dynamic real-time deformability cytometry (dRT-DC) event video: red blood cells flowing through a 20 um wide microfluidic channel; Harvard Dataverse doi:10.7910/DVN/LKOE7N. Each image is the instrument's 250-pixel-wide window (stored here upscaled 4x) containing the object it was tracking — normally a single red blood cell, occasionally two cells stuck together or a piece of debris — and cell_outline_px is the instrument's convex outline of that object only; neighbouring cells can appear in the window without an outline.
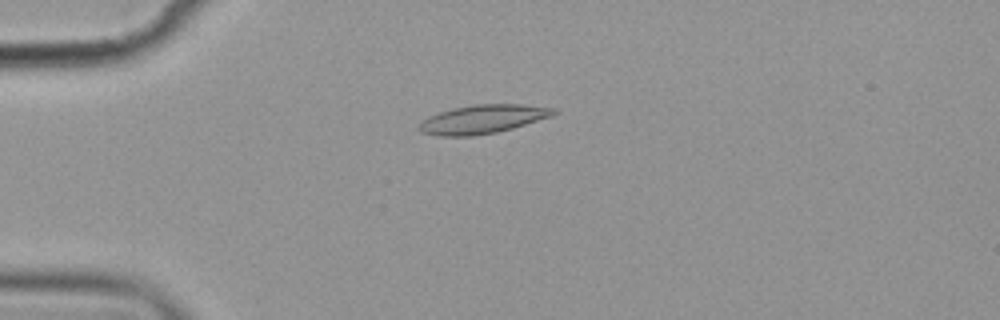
{"species": "common noctule bat (a hibernating species)", "species_latin": "Nyctalus noctula", "temperature_condition": "cold", "stored_images_in_passage": 6, "camera_frame_rate_fps": 3000, "um_per_image_px": 0.085, "animal": {"sex": "female", "body_mass_g": 19.9}, "frame": {"image": 1, "passage_image": 2, "time_ms": 1.333, "image_size_px": [1000, 320], "cell_outline_px": [[560, 112], [552, 116], [512, 128], [496, 132], [472, 136], [436, 136], [420, 132], [416, 128], [420, 120], [428, 116], [452, 108], [472, 104], [520, 104], [556, 108]], "centroid_in_image_um": [40.99, 10.13], "position_along_channel_um": 44.0, "area_um2": 22.77}}
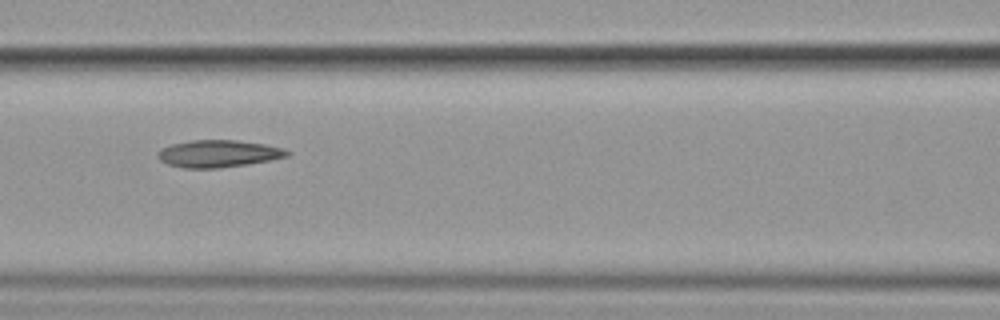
{"frame": {"image": 2, "passage_image": 5, "time_ms": 5.0, "image_size_px": [1000, 320], "cell_outline_px": [[292, 152], [288, 156], [272, 160], [248, 164], [216, 168], [184, 168], [168, 164], [160, 160], [156, 156], [156, 152], [160, 148], [172, 144], [192, 140], [236, 140], [264, 144], [284, 148]], "centroid_in_image_um": [18.56, 13.06], "position_along_channel_um": 148.0, "area_um2": 20.63}}
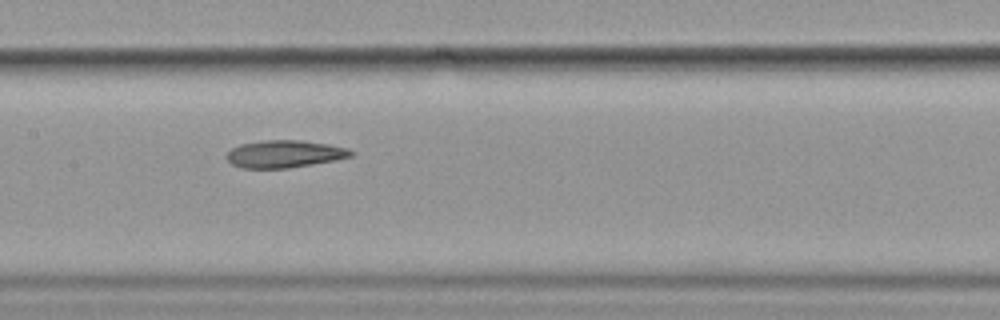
{"frame": {"image": 3, "passage_image": 6, "time_ms": 6.0, "image_size_px": [1000, 320], "cell_outline_px": [[356, 152], [352, 156], [336, 160], [288, 168], [240, 168], [232, 164], [228, 160], [228, 152], [232, 148], [240, 144], [264, 140], [300, 140], [328, 144], [348, 148]], "centroid_in_image_um": [24.22, 13.08], "position_along_channel_um": 183.2, "area_um2": 19.83}}